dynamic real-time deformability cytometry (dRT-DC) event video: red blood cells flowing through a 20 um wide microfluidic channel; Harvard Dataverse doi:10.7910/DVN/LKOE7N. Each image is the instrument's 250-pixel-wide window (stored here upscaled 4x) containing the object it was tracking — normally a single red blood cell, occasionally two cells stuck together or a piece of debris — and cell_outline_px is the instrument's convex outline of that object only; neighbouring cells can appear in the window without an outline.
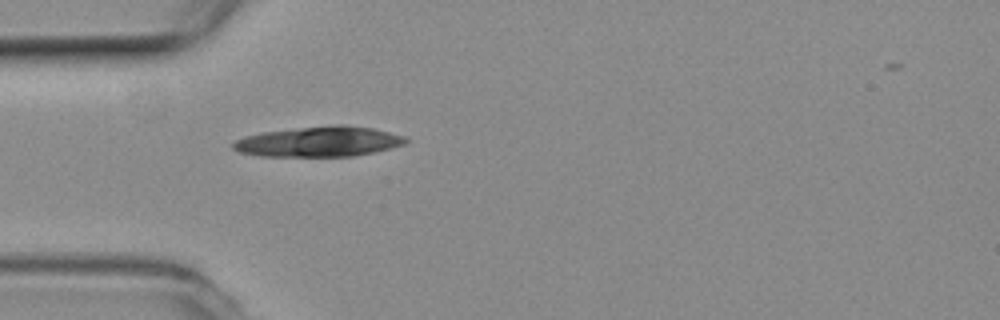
{"species": "common noctule bat (a hibernating species)", "species_latin": "Nyctalus noctula", "temperature_condition": "room temperature", "stored_images_in_passage": 13, "camera_frame_rate_fps": 3000, "um_per_image_px": 0.085, "animal": {"sex": "female", "body_mass_g": 19.3, "forearm_length_mm": 54.1}, "frame": {"image": 1, "passage_image": 1, "time_ms": 0.0, "image_size_px": [1000, 320], "cell_outline_px": [[408, 140], [404, 144], [392, 148], [376, 152], [352, 156], [260, 156], [240, 152], [232, 148], [232, 144], [236, 140], [244, 136], [264, 132], [332, 124], [344, 124], [372, 128], [404, 136]], "centroid_in_image_um": [27.13, 12.03], "position_along_channel_um": 57.9, "area_um2": 30.35}}
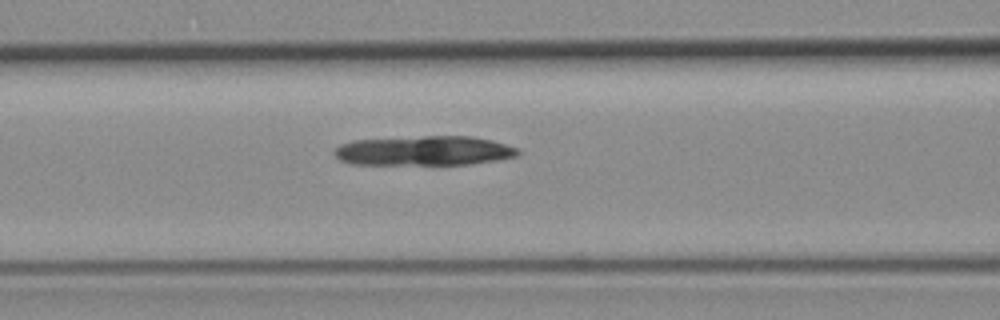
{"frame": {"image": 2, "passage_image": 7, "time_ms": 2.0, "image_size_px": [1000, 320], "cell_outline_px": [[520, 152], [516, 156], [496, 160], [472, 164], [352, 164], [340, 160], [332, 152], [340, 144], [352, 140], [424, 136], [472, 136], [492, 140], [520, 148]], "centroid_in_image_um": [36.06, 12.8], "position_along_channel_um": 130.5, "area_um2": 31.73}}